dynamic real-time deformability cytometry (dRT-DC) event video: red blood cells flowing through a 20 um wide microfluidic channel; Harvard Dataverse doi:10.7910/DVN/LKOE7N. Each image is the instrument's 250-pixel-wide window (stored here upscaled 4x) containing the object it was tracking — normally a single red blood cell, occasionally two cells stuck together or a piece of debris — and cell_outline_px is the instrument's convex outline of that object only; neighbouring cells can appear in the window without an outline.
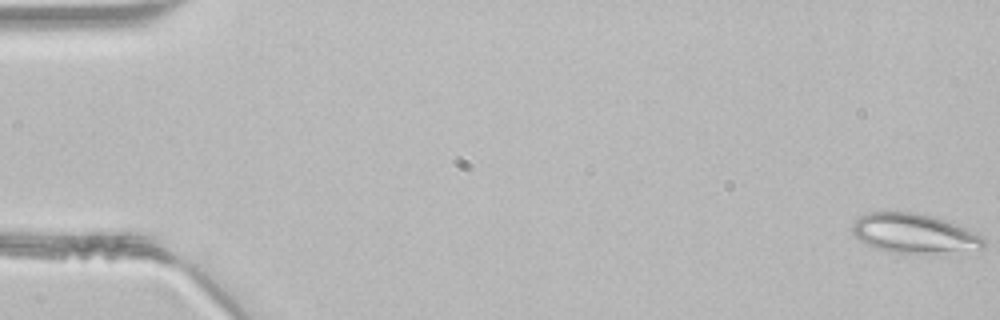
{"species": "common noctule bat (a hibernating species)", "species_latin": "Nyctalus noctula", "temperature_condition": "room temperature", "stored_images_in_passage": 48, "segment_of_instrument_passage": [1, 2], "camera_frame_rate_fps": 3000, "um_per_image_px": 0.085, "animal": {"sex": "male", "body_mass_g": 21.5, "forearm_length_mm": 52.0}, "frame": {"image": 1, "passage_image": 1, "time_ms": 0.0, "image_size_px": [1000, 320], "cell_outline_px": [[984, 248], [936, 252], [892, 252], [876, 248], [860, 240], [852, 232], [852, 224], [860, 216], [868, 212], [920, 212], [936, 216], [956, 224], [984, 236]], "centroid_in_image_um": [77.69, 19.8], "position_along_channel_um": 7.3, "area_um2": 29.77}}
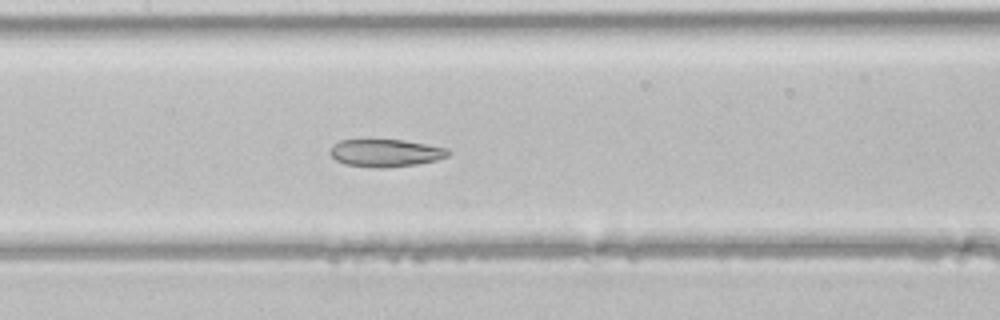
{"frame": {"image": 2, "passage_image": 23, "time_ms": 7.333, "image_size_px": [1000, 320], "cell_outline_px": [[452, 152], [448, 156], [436, 160], [416, 164], [380, 168], [376, 168], [344, 164], [336, 160], [328, 152], [332, 144], [340, 140], [404, 140], [448, 148]], "centroid_in_image_um": [32.76, 13.0], "position_along_channel_um": 174.6, "area_um2": 19.02}}
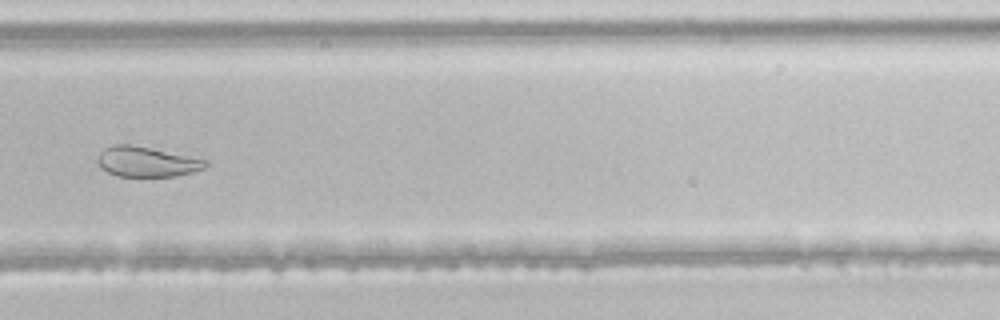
{"frame": {"image": 3, "passage_image": 33, "time_ms": 10.667, "image_size_px": [1000, 320], "cell_outline_px": [[208, 164], [204, 168], [192, 172], [176, 176], [116, 176], [100, 168], [96, 164], [96, 156], [104, 148], [112, 144], [132, 144], [208, 160]], "centroid_in_image_um": [12.41, 13.74], "position_along_channel_um": 317.4, "area_um2": 19.13}}